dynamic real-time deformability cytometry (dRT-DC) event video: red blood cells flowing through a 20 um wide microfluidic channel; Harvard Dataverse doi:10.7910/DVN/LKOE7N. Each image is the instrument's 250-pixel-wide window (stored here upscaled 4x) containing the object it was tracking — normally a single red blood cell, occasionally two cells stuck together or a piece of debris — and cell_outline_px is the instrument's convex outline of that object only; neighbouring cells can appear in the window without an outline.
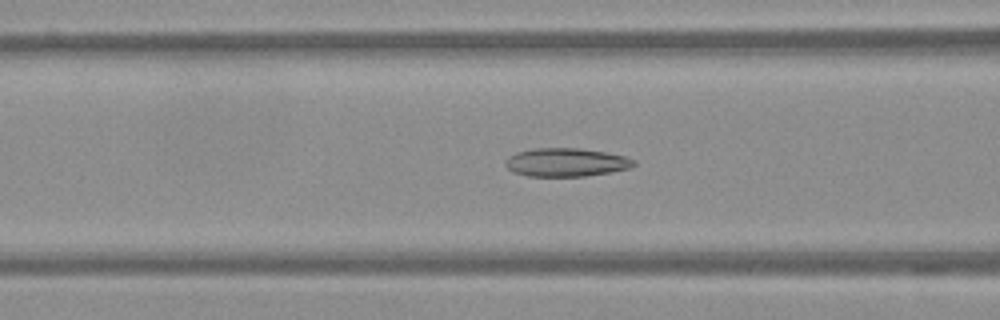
{"species": "Egyptian fruit bat (a non-hibernating species)", "species_latin": "Rousettus aegyptiacus", "temperature_condition": "warm", "stored_images_in_passage": 55, "camera_frame_rate_fps": 3000, "um_per_image_px": 0.085, "frame": {"image": 1, "passage_image": 22, "time_ms": 7.0, "image_size_px": [1000, 320], "cell_outline_px": [[636, 164], [628, 168], [608, 172], [584, 176], [528, 176], [512, 172], [504, 164], [508, 156], [516, 152], [532, 148], [580, 148], [604, 152], [624, 156], [636, 160]], "centroid_in_image_um": [48.07, 13.79], "position_along_channel_um": 118.5, "area_um2": 21.21}}
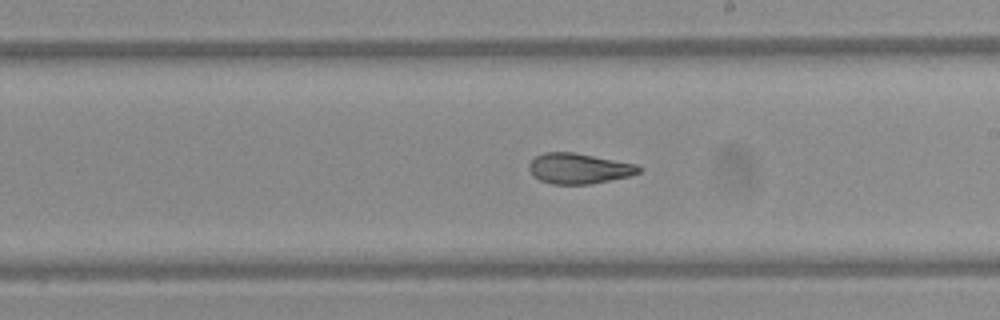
{"frame": {"image": 2, "passage_image": 32, "time_ms": 10.333, "image_size_px": [1000, 320], "cell_outline_px": [[644, 168], [640, 172], [628, 176], [592, 184], [552, 184], [540, 180], [528, 168], [528, 164], [536, 156], [544, 152], [572, 152], [636, 164]], "centroid_in_image_um": [49.22, 14.32], "position_along_channel_um": 239.8, "area_um2": 19.31}}
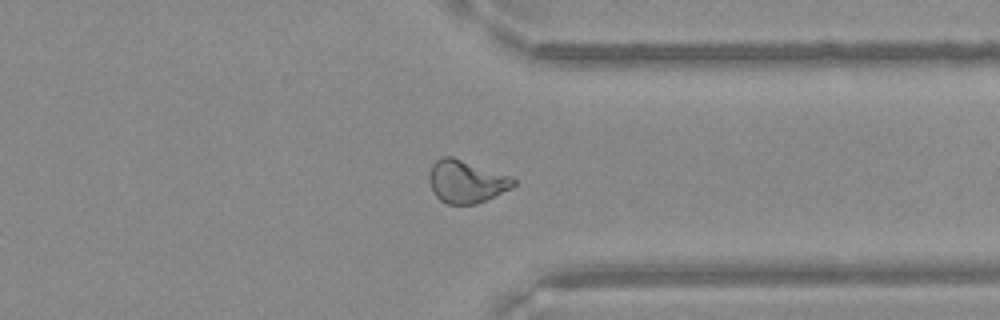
{"frame": {"image": 3, "passage_image": 43, "time_ms": 14.0, "image_size_px": [1000, 320], "cell_outline_px": [[516, 184], [512, 188], [476, 204], [448, 204], [440, 200], [432, 192], [428, 180], [428, 176], [432, 164], [436, 160], [444, 156], [452, 156], [508, 176], [516, 180]], "centroid_in_image_um": [39.58, 15.44], "position_along_channel_um": 371.8, "area_um2": 20.81}}